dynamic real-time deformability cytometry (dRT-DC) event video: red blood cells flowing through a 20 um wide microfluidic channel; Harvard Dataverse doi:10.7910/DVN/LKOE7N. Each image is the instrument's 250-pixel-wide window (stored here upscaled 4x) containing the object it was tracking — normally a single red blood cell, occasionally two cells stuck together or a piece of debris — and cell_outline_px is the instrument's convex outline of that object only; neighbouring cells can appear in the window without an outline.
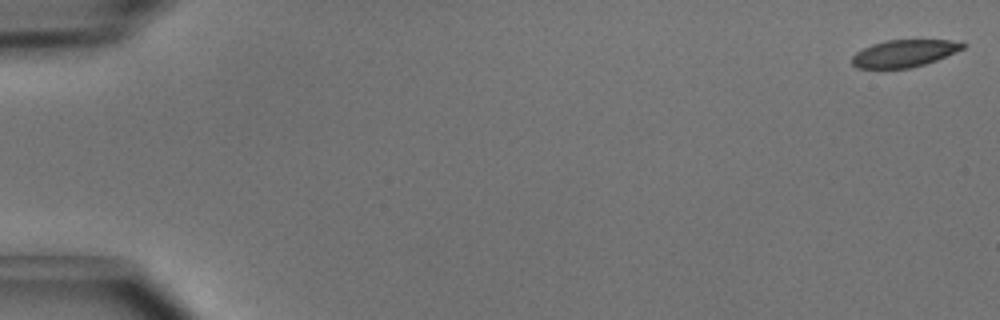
{"species": "common noctule bat (a hibernating species)", "species_latin": "Nyctalus noctula", "temperature_condition": "cold", "stored_images_in_passage": 47, "camera_frame_rate_fps": 3000, "um_per_image_px": 0.085, "animal": {"sex": "male", "body_mass_g": 15.6}, "frame": {"image": 1, "passage_image": 1, "time_ms": 0.0, "image_size_px": [1000, 320], "cell_outline_px": [[968, 44], [964, 48], [956, 52], [936, 60], [924, 64], [908, 68], [856, 68], [852, 64], [852, 56], [856, 52], [872, 44], [888, 40], [948, 40]], "centroid_in_image_um": [76.85, 4.53], "position_along_channel_um": 8.2, "area_um2": 17.4}}
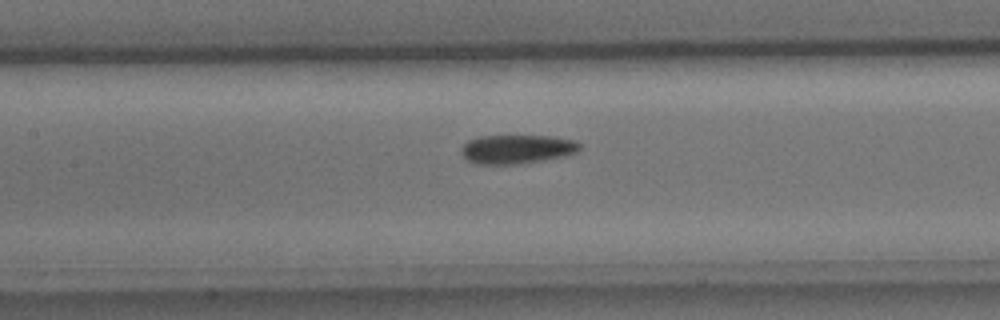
{"frame": {"image": 2, "passage_image": 24, "time_ms": 7.667, "image_size_px": [1000, 320], "cell_outline_px": [[580, 148], [576, 152], [564, 156], [544, 160], [516, 164], [476, 164], [468, 160], [460, 152], [460, 148], [468, 140], [480, 136], [552, 136], [576, 140], [580, 144]], "centroid_in_image_um": [43.93, 12.67], "position_along_channel_um": 163.5, "area_um2": 20.0}}
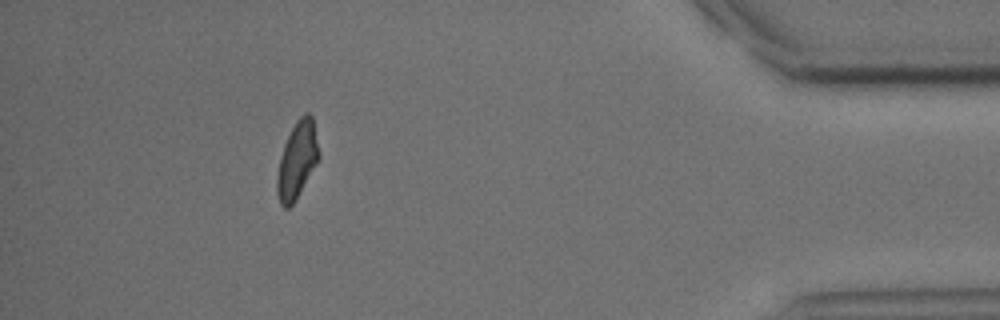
{"frame": {"image": 3, "passage_image": 46, "time_ms": 15.0, "image_size_px": [1000, 320], "cell_outline_px": [[320, 156], [316, 164], [292, 204], [288, 208], [284, 208], [280, 204], [276, 192], [276, 176], [280, 156], [284, 144], [296, 120], [304, 112], [308, 112], [312, 116], [320, 152]], "centroid_in_image_um": [25.24, 13.58], "position_along_channel_um": 410.0, "area_um2": 18.61}}